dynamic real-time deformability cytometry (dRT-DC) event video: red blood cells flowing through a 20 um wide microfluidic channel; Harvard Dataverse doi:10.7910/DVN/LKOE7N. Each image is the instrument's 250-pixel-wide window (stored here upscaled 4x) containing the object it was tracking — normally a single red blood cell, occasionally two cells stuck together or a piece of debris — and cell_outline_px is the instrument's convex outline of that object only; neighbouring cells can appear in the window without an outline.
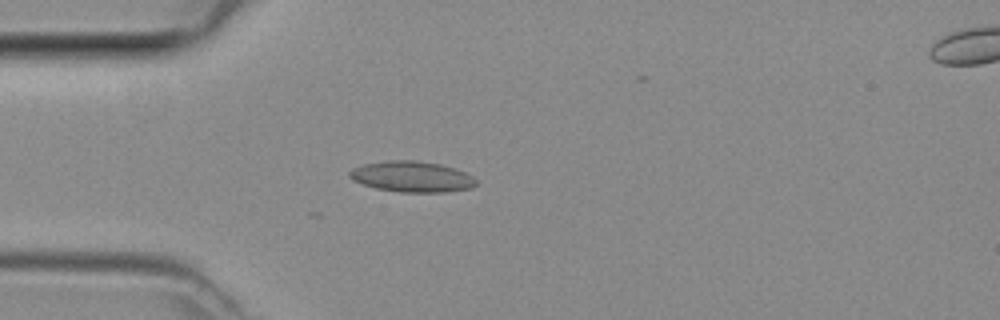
{"species": "common noctule bat (a hibernating species)", "species_latin": "Nyctalus noctula", "temperature_condition": "room temperature", "stored_images_in_passage": 38, "camera_frame_rate_fps": 3000, "um_per_image_px": 0.085, "animal": {"sex": "female", "body_mass_g": 29.2, "forearm_length_mm": 56.3}, "frame": {"image": 1, "passage_image": 12, "time_ms": 3.667, "image_size_px": [1000, 320], "cell_outline_px": [[476, 184], [472, 188], [444, 192], [400, 192], [376, 188], [352, 180], [348, 176], [348, 172], [352, 168], [364, 164], [392, 160], [412, 160], [440, 164], [464, 172], [472, 176], [476, 180]], "centroid_in_image_um": [34.99, 15.02], "position_along_channel_um": 50.0, "area_um2": 22.54}}
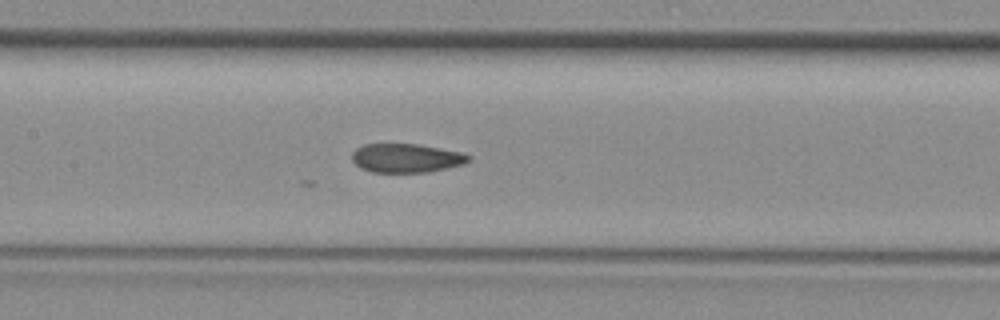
{"frame": {"image": 2, "passage_image": 21, "time_ms": 6.667, "image_size_px": [1000, 320], "cell_outline_px": [[468, 160], [464, 164], [428, 172], [372, 172], [360, 168], [352, 160], [352, 152], [356, 148], [364, 144], [416, 144], [460, 152], [468, 156]], "centroid_in_image_um": [34.47, 13.44], "position_along_channel_um": 172.9, "area_um2": 19.36}}
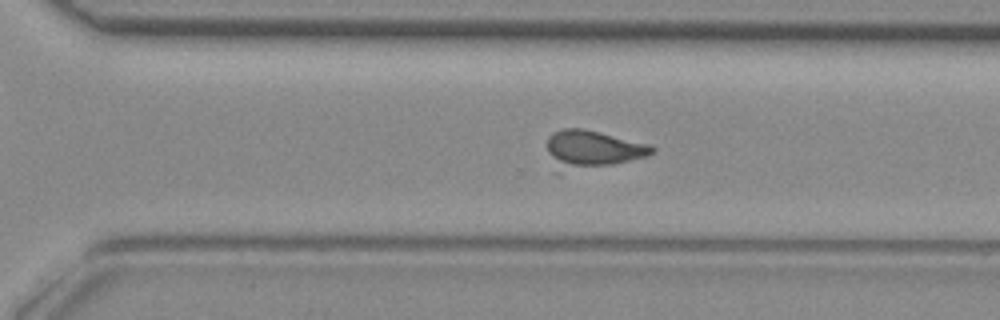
{"frame": {"image": 3, "passage_image": 31, "time_ms": 10.0, "image_size_px": [1000, 320], "cell_outline_px": [[656, 148], [648, 156], [560, 176], [552, 172], [548, 152], [548, 136], [552, 132], [564, 128], [584, 128], [648, 144]], "centroid_in_image_um": [50.2, 12.77], "position_along_channel_um": 320.4, "area_um2": 24.1}}